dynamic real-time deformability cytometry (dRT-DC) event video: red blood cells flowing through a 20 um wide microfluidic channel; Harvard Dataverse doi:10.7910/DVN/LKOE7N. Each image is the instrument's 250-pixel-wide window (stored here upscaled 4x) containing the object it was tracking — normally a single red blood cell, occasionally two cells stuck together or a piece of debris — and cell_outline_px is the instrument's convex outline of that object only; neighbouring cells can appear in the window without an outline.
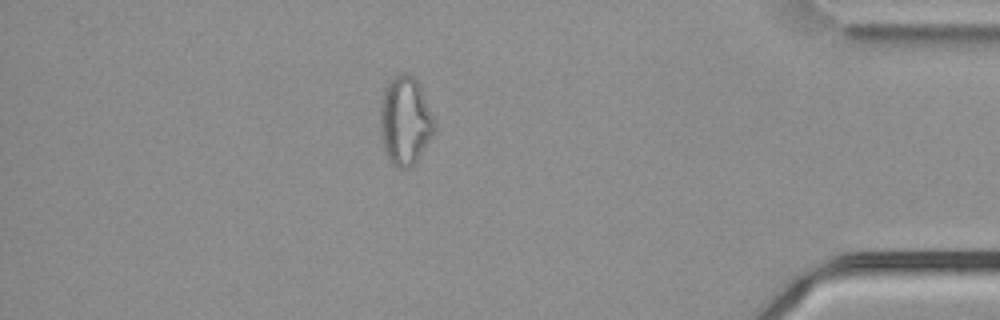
{"species": "common noctule bat (a hibernating species)", "species_latin": "Nyctalus noctula", "temperature_condition": "cold", "stored_images_in_passage": 49, "camera_frame_rate_fps": 3000, "um_per_image_px": 0.085, "animal": {"sex": "male", "body_mass_g": 21.5, "forearm_length_mm": 52.0}, "frame": {"image": 1, "passage_image": 42, "time_ms": 13.667, "image_size_px": [1000, 320], "cell_outline_px": [[436, 128], [432, 136], [416, 160], [408, 168], [396, 168], [388, 160], [384, 152], [380, 136], [380, 100], [384, 88], [392, 76], [400, 72], [408, 72], [416, 80], [420, 88], [436, 124]], "centroid_in_image_um": [34.38, 10.25], "position_along_channel_um": 400.8, "area_um2": 28.15}, "authors_computed_cell_mechanics": {"area_um2": 26.8192, "velocity_mm_per_s": 3.7331, "shape_relaxation_time_tau1_ms": null, "shape_relaxation_time_tau2_ms": 2.5488, "deformation_change_tau1": null, "deformation_change_tau2": 0.1109}}